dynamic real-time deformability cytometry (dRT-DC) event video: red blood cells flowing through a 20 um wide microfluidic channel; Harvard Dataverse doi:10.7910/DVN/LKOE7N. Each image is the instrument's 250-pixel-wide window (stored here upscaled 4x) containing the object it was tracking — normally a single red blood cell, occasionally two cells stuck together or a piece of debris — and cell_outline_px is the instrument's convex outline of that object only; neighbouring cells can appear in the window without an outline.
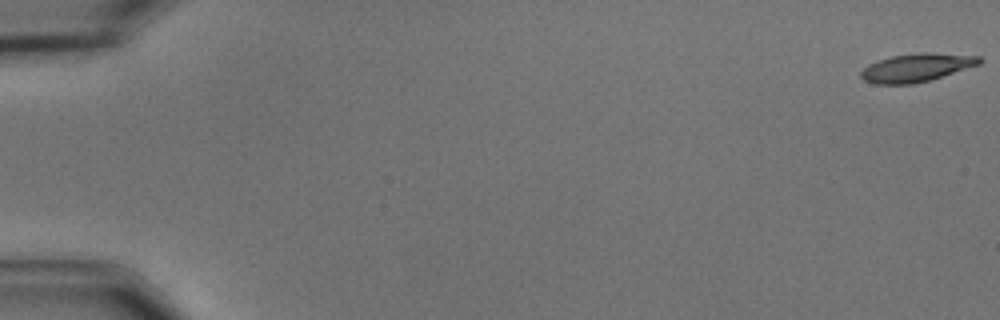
{"species": "common noctule bat (a hibernating species)", "species_latin": "Nyctalus noctula", "temperature_condition": "cold", "stored_images_in_passage": 4, "camera_frame_rate_fps": 3000, "um_per_image_px": 0.085, "animal": {"sex": "male", "body_mass_g": 15.6}, "frame": {"image": 1, "passage_image": 1, "time_ms": 0.0, "image_size_px": [1000, 320], "cell_outline_px": [[984, 60], [980, 64], [928, 80], [912, 84], [876, 84], [864, 80], [860, 76], [860, 72], [868, 64], [892, 56], [920, 52], [928, 52], [980, 56]], "centroid_in_image_um": [77.9, 5.74], "position_along_channel_um": 7.1, "area_um2": 19.31}}